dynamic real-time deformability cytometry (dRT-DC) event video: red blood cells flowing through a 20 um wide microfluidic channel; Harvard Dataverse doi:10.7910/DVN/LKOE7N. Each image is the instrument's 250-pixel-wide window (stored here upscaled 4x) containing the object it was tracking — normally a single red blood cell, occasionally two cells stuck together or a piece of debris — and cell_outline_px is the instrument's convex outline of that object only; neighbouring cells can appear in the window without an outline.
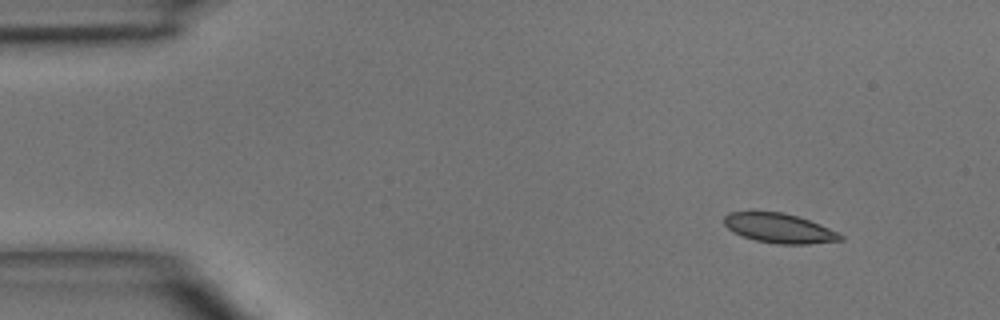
{"species": "common noctule bat (a hibernating species)", "species_latin": "Nyctalus noctula", "temperature_condition": "room temperature", "stored_images_in_passage": 4, "camera_frame_rate_fps": 3000, "um_per_image_px": 0.085, "animal": {"sex": "male", "body_mass_g": 15.6}, "frame": {"image": 1, "passage_image": 1, "time_ms": 0.0, "image_size_px": [1000, 320], "cell_outline_px": [[844, 240], [808, 244], [776, 244], [756, 240], [732, 232], [724, 224], [724, 216], [728, 212], [752, 208], [784, 212], [820, 224], [840, 232], [844, 236]], "centroid_in_image_um": [66.19, 19.35], "position_along_channel_um": 18.8, "area_um2": 20.87}}